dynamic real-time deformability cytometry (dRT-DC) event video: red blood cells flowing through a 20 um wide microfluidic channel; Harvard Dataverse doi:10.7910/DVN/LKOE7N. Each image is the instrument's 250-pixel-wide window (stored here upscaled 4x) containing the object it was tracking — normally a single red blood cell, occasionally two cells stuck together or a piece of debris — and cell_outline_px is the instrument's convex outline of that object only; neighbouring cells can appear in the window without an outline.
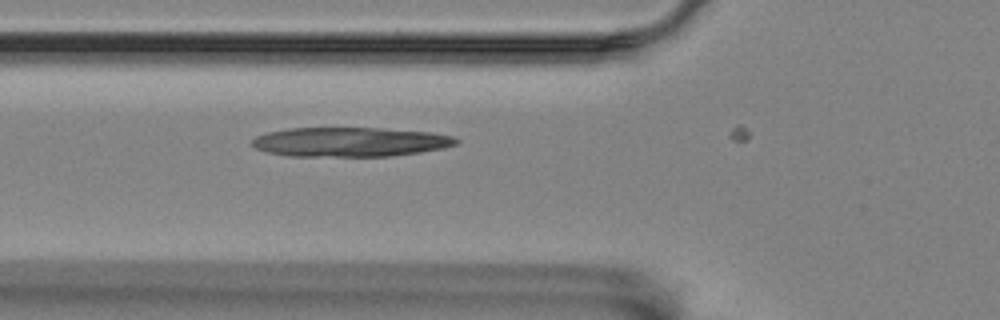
{"species": "Egyptian fruit bat (a non-hibernating species)", "species_latin": "Rousettus aegyptiacus", "temperature_condition": "room temperature", "stored_images_in_passage": 2, "camera_frame_rate_fps": 3000, "um_per_image_px": 0.085, "animal": {"sex": "female"}, "frame": {"image": 1, "passage_image": 2, "time_ms": 0.333, "image_size_px": [1000, 320], "cell_outline_px": [[460, 140], [456, 144], [444, 148], [420, 152], [392, 156], [288, 156], [268, 152], [256, 148], [252, 144], [252, 140], [256, 136], [268, 132], [288, 128], [380, 128], [432, 132], [452, 136]], "centroid_in_image_um": [29.78, 12.06], "position_along_channel_um": 96.0, "area_um2": 34.97}}